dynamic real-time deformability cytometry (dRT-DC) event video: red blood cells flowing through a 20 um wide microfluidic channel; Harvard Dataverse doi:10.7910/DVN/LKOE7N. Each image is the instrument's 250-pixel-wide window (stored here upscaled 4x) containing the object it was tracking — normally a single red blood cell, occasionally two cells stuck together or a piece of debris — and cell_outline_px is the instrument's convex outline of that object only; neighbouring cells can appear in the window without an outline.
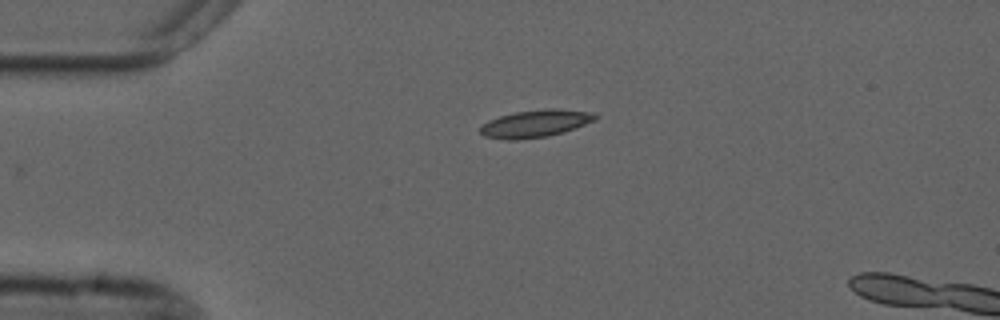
{"species": "common noctule bat (a hibernating species)", "species_latin": "Nyctalus noctula", "temperature_condition": "cold", "stored_images_in_passage": 5, "camera_frame_rate_fps": 3000, "um_per_image_px": 0.085, "animal": {"sex": "male", "forearm_length_mm": 52.5}, "frame": {"image": 1, "passage_image": 1, "time_ms": 0.0, "image_size_px": [1000, 320], "cell_outline_px": [[600, 116], [596, 120], [564, 132], [548, 136], [516, 140], [508, 140], [484, 136], [480, 132], [480, 128], [488, 120], [500, 116], [516, 112], [544, 108], [556, 108], [592, 112]], "centroid_in_image_um": [45.55, 10.49], "position_along_channel_um": 39.5, "area_um2": 18.44}}